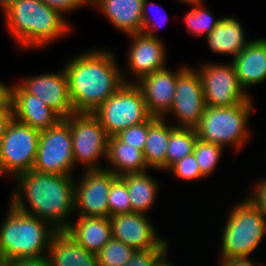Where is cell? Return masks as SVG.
I'll return each instance as SVG.
<instances>
[{
    "mask_svg": "<svg viewBox=\"0 0 266 266\" xmlns=\"http://www.w3.org/2000/svg\"><path fill=\"white\" fill-rule=\"evenodd\" d=\"M6 266H51L47 256L36 259L18 260L7 263Z\"/></svg>",
    "mask_w": 266,
    "mask_h": 266,
    "instance_id": "40",
    "label": "cell"
},
{
    "mask_svg": "<svg viewBox=\"0 0 266 266\" xmlns=\"http://www.w3.org/2000/svg\"><path fill=\"white\" fill-rule=\"evenodd\" d=\"M69 97L75 112H94L124 83L125 78L112 51L91 49L71 58L64 66Z\"/></svg>",
    "mask_w": 266,
    "mask_h": 266,
    "instance_id": "2",
    "label": "cell"
},
{
    "mask_svg": "<svg viewBox=\"0 0 266 266\" xmlns=\"http://www.w3.org/2000/svg\"><path fill=\"white\" fill-rule=\"evenodd\" d=\"M109 215L132 212V204L128 195V189L125 181L118 176L111 185L108 194Z\"/></svg>",
    "mask_w": 266,
    "mask_h": 266,
    "instance_id": "31",
    "label": "cell"
},
{
    "mask_svg": "<svg viewBox=\"0 0 266 266\" xmlns=\"http://www.w3.org/2000/svg\"><path fill=\"white\" fill-rule=\"evenodd\" d=\"M13 117L41 132L54 127L62 118L36 95L28 93L19 83L9 87Z\"/></svg>",
    "mask_w": 266,
    "mask_h": 266,
    "instance_id": "17",
    "label": "cell"
},
{
    "mask_svg": "<svg viewBox=\"0 0 266 266\" xmlns=\"http://www.w3.org/2000/svg\"><path fill=\"white\" fill-rule=\"evenodd\" d=\"M47 257L51 266H99L95 253L88 252L65 231L52 237Z\"/></svg>",
    "mask_w": 266,
    "mask_h": 266,
    "instance_id": "23",
    "label": "cell"
},
{
    "mask_svg": "<svg viewBox=\"0 0 266 266\" xmlns=\"http://www.w3.org/2000/svg\"><path fill=\"white\" fill-rule=\"evenodd\" d=\"M16 0H0V7L2 8V11L4 12L7 10Z\"/></svg>",
    "mask_w": 266,
    "mask_h": 266,
    "instance_id": "43",
    "label": "cell"
},
{
    "mask_svg": "<svg viewBox=\"0 0 266 266\" xmlns=\"http://www.w3.org/2000/svg\"><path fill=\"white\" fill-rule=\"evenodd\" d=\"M175 128L174 124H167L164 118L152 116L148 120V135L143 155L149 169L166 171V149L170 133Z\"/></svg>",
    "mask_w": 266,
    "mask_h": 266,
    "instance_id": "24",
    "label": "cell"
},
{
    "mask_svg": "<svg viewBox=\"0 0 266 266\" xmlns=\"http://www.w3.org/2000/svg\"><path fill=\"white\" fill-rule=\"evenodd\" d=\"M253 111V101L249 97L241 104L233 106H206L198 126L195 128L200 140L225 148L230 146L238 151L249 143L251 132L248 122Z\"/></svg>",
    "mask_w": 266,
    "mask_h": 266,
    "instance_id": "5",
    "label": "cell"
},
{
    "mask_svg": "<svg viewBox=\"0 0 266 266\" xmlns=\"http://www.w3.org/2000/svg\"><path fill=\"white\" fill-rule=\"evenodd\" d=\"M167 252H165L153 266H176L174 263L167 259Z\"/></svg>",
    "mask_w": 266,
    "mask_h": 266,
    "instance_id": "42",
    "label": "cell"
},
{
    "mask_svg": "<svg viewBox=\"0 0 266 266\" xmlns=\"http://www.w3.org/2000/svg\"><path fill=\"white\" fill-rule=\"evenodd\" d=\"M168 171L172 172L179 180L192 181L205 178L197 163L194 153L187 155L178 162L174 163Z\"/></svg>",
    "mask_w": 266,
    "mask_h": 266,
    "instance_id": "32",
    "label": "cell"
},
{
    "mask_svg": "<svg viewBox=\"0 0 266 266\" xmlns=\"http://www.w3.org/2000/svg\"><path fill=\"white\" fill-rule=\"evenodd\" d=\"M169 246H156L147 250L134 251L130 260L123 266H153Z\"/></svg>",
    "mask_w": 266,
    "mask_h": 266,
    "instance_id": "34",
    "label": "cell"
},
{
    "mask_svg": "<svg viewBox=\"0 0 266 266\" xmlns=\"http://www.w3.org/2000/svg\"><path fill=\"white\" fill-rule=\"evenodd\" d=\"M83 172L81 180L75 178V212L79 216L109 218L108 194L118 176L105 168Z\"/></svg>",
    "mask_w": 266,
    "mask_h": 266,
    "instance_id": "13",
    "label": "cell"
},
{
    "mask_svg": "<svg viewBox=\"0 0 266 266\" xmlns=\"http://www.w3.org/2000/svg\"><path fill=\"white\" fill-rule=\"evenodd\" d=\"M198 139L193 128H175L169 137L166 149V171L176 162L194 152Z\"/></svg>",
    "mask_w": 266,
    "mask_h": 266,
    "instance_id": "27",
    "label": "cell"
},
{
    "mask_svg": "<svg viewBox=\"0 0 266 266\" xmlns=\"http://www.w3.org/2000/svg\"><path fill=\"white\" fill-rule=\"evenodd\" d=\"M106 161L112 167L105 169L113 172L116 176L127 173H142L149 169L143 155V151L128 143L120 141L116 136L108 139Z\"/></svg>",
    "mask_w": 266,
    "mask_h": 266,
    "instance_id": "25",
    "label": "cell"
},
{
    "mask_svg": "<svg viewBox=\"0 0 266 266\" xmlns=\"http://www.w3.org/2000/svg\"><path fill=\"white\" fill-rule=\"evenodd\" d=\"M73 176L34 170L21 174L15 178L18 186L11 194L10 204L21 212L43 219L57 231H65L75 211Z\"/></svg>",
    "mask_w": 266,
    "mask_h": 266,
    "instance_id": "1",
    "label": "cell"
},
{
    "mask_svg": "<svg viewBox=\"0 0 266 266\" xmlns=\"http://www.w3.org/2000/svg\"><path fill=\"white\" fill-rule=\"evenodd\" d=\"M134 251L120 240L112 238L96 256L99 266H123L130 260Z\"/></svg>",
    "mask_w": 266,
    "mask_h": 266,
    "instance_id": "29",
    "label": "cell"
},
{
    "mask_svg": "<svg viewBox=\"0 0 266 266\" xmlns=\"http://www.w3.org/2000/svg\"><path fill=\"white\" fill-rule=\"evenodd\" d=\"M65 232L88 252L97 254L112 237L109 218L79 216Z\"/></svg>",
    "mask_w": 266,
    "mask_h": 266,
    "instance_id": "21",
    "label": "cell"
},
{
    "mask_svg": "<svg viewBox=\"0 0 266 266\" xmlns=\"http://www.w3.org/2000/svg\"><path fill=\"white\" fill-rule=\"evenodd\" d=\"M148 214L130 212L110 216L112 237L136 250H147L156 246H169L147 218Z\"/></svg>",
    "mask_w": 266,
    "mask_h": 266,
    "instance_id": "14",
    "label": "cell"
},
{
    "mask_svg": "<svg viewBox=\"0 0 266 266\" xmlns=\"http://www.w3.org/2000/svg\"><path fill=\"white\" fill-rule=\"evenodd\" d=\"M196 70L201 79L206 106L238 105L250 97L238 83L232 62H204Z\"/></svg>",
    "mask_w": 266,
    "mask_h": 266,
    "instance_id": "12",
    "label": "cell"
},
{
    "mask_svg": "<svg viewBox=\"0 0 266 266\" xmlns=\"http://www.w3.org/2000/svg\"><path fill=\"white\" fill-rule=\"evenodd\" d=\"M149 6H153L152 9L154 8L153 10H151V12L157 13L155 8L158 6V4L157 5L155 3L150 4L149 0H143L142 33L147 34V35L152 36V37H158L154 31H156V29H160L162 27L161 25H164L165 23H167L168 16L166 14L164 16H160V18H158L159 21L157 22V20L153 19L155 17L152 18L151 15H148V14H150L148 9H147V8H149ZM161 21L164 24H161L162 23Z\"/></svg>",
    "mask_w": 266,
    "mask_h": 266,
    "instance_id": "35",
    "label": "cell"
},
{
    "mask_svg": "<svg viewBox=\"0 0 266 266\" xmlns=\"http://www.w3.org/2000/svg\"><path fill=\"white\" fill-rule=\"evenodd\" d=\"M131 46L128 49L127 67L138 82L142 77L166 68V47L159 37H152L142 32L129 34Z\"/></svg>",
    "mask_w": 266,
    "mask_h": 266,
    "instance_id": "16",
    "label": "cell"
},
{
    "mask_svg": "<svg viewBox=\"0 0 266 266\" xmlns=\"http://www.w3.org/2000/svg\"><path fill=\"white\" fill-rule=\"evenodd\" d=\"M109 137L130 126L148 121L149 113L141 89L135 83L124 85L92 112Z\"/></svg>",
    "mask_w": 266,
    "mask_h": 266,
    "instance_id": "7",
    "label": "cell"
},
{
    "mask_svg": "<svg viewBox=\"0 0 266 266\" xmlns=\"http://www.w3.org/2000/svg\"><path fill=\"white\" fill-rule=\"evenodd\" d=\"M226 218L220 258L249 257L266 235V217L246 198Z\"/></svg>",
    "mask_w": 266,
    "mask_h": 266,
    "instance_id": "6",
    "label": "cell"
},
{
    "mask_svg": "<svg viewBox=\"0 0 266 266\" xmlns=\"http://www.w3.org/2000/svg\"><path fill=\"white\" fill-rule=\"evenodd\" d=\"M48 6L59 10L63 16L66 13L74 12V10L83 8L85 5L88 7L86 0H41Z\"/></svg>",
    "mask_w": 266,
    "mask_h": 266,
    "instance_id": "37",
    "label": "cell"
},
{
    "mask_svg": "<svg viewBox=\"0 0 266 266\" xmlns=\"http://www.w3.org/2000/svg\"><path fill=\"white\" fill-rule=\"evenodd\" d=\"M91 6L121 32L127 35L142 32L143 0H95Z\"/></svg>",
    "mask_w": 266,
    "mask_h": 266,
    "instance_id": "20",
    "label": "cell"
},
{
    "mask_svg": "<svg viewBox=\"0 0 266 266\" xmlns=\"http://www.w3.org/2000/svg\"><path fill=\"white\" fill-rule=\"evenodd\" d=\"M9 99V86L0 81V107Z\"/></svg>",
    "mask_w": 266,
    "mask_h": 266,
    "instance_id": "41",
    "label": "cell"
},
{
    "mask_svg": "<svg viewBox=\"0 0 266 266\" xmlns=\"http://www.w3.org/2000/svg\"><path fill=\"white\" fill-rule=\"evenodd\" d=\"M246 198L266 217V178L255 182L251 195Z\"/></svg>",
    "mask_w": 266,
    "mask_h": 266,
    "instance_id": "36",
    "label": "cell"
},
{
    "mask_svg": "<svg viewBox=\"0 0 266 266\" xmlns=\"http://www.w3.org/2000/svg\"><path fill=\"white\" fill-rule=\"evenodd\" d=\"M242 23L234 17H221L213 31L206 36V43L215 54L233 55L235 58L253 40H247Z\"/></svg>",
    "mask_w": 266,
    "mask_h": 266,
    "instance_id": "22",
    "label": "cell"
},
{
    "mask_svg": "<svg viewBox=\"0 0 266 266\" xmlns=\"http://www.w3.org/2000/svg\"><path fill=\"white\" fill-rule=\"evenodd\" d=\"M205 108L206 104L198 71L193 67L182 65L177 70L173 104L162 118L171 114L178 121V123H174L175 127L195 129Z\"/></svg>",
    "mask_w": 266,
    "mask_h": 266,
    "instance_id": "11",
    "label": "cell"
},
{
    "mask_svg": "<svg viewBox=\"0 0 266 266\" xmlns=\"http://www.w3.org/2000/svg\"><path fill=\"white\" fill-rule=\"evenodd\" d=\"M0 266H6V263L1 254H0Z\"/></svg>",
    "mask_w": 266,
    "mask_h": 266,
    "instance_id": "45",
    "label": "cell"
},
{
    "mask_svg": "<svg viewBox=\"0 0 266 266\" xmlns=\"http://www.w3.org/2000/svg\"><path fill=\"white\" fill-rule=\"evenodd\" d=\"M70 125L75 166L82 163L83 170H99L97 164L106 158L108 139L106 130L93 113L75 112L64 119Z\"/></svg>",
    "mask_w": 266,
    "mask_h": 266,
    "instance_id": "9",
    "label": "cell"
},
{
    "mask_svg": "<svg viewBox=\"0 0 266 266\" xmlns=\"http://www.w3.org/2000/svg\"><path fill=\"white\" fill-rule=\"evenodd\" d=\"M148 135V121L133 125L127 129L119 132L116 137L131 146L137 147V149L143 151L146 139Z\"/></svg>",
    "mask_w": 266,
    "mask_h": 266,
    "instance_id": "33",
    "label": "cell"
},
{
    "mask_svg": "<svg viewBox=\"0 0 266 266\" xmlns=\"http://www.w3.org/2000/svg\"><path fill=\"white\" fill-rule=\"evenodd\" d=\"M63 14L41 0H16L4 11L6 27L20 48H43L71 30Z\"/></svg>",
    "mask_w": 266,
    "mask_h": 266,
    "instance_id": "3",
    "label": "cell"
},
{
    "mask_svg": "<svg viewBox=\"0 0 266 266\" xmlns=\"http://www.w3.org/2000/svg\"><path fill=\"white\" fill-rule=\"evenodd\" d=\"M223 152L222 146L197 139L193 153L204 177L214 172Z\"/></svg>",
    "mask_w": 266,
    "mask_h": 266,
    "instance_id": "30",
    "label": "cell"
},
{
    "mask_svg": "<svg viewBox=\"0 0 266 266\" xmlns=\"http://www.w3.org/2000/svg\"><path fill=\"white\" fill-rule=\"evenodd\" d=\"M232 59L238 83L249 95L247 88L266 80V37L254 39Z\"/></svg>",
    "mask_w": 266,
    "mask_h": 266,
    "instance_id": "19",
    "label": "cell"
},
{
    "mask_svg": "<svg viewBox=\"0 0 266 266\" xmlns=\"http://www.w3.org/2000/svg\"><path fill=\"white\" fill-rule=\"evenodd\" d=\"M219 266H264L262 263L253 262L251 257H231V258H220Z\"/></svg>",
    "mask_w": 266,
    "mask_h": 266,
    "instance_id": "39",
    "label": "cell"
},
{
    "mask_svg": "<svg viewBox=\"0 0 266 266\" xmlns=\"http://www.w3.org/2000/svg\"><path fill=\"white\" fill-rule=\"evenodd\" d=\"M0 227V254L5 263L47 256L55 230L48 222L9 203Z\"/></svg>",
    "mask_w": 266,
    "mask_h": 266,
    "instance_id": "4",
    "label": "cell"
},
{
    "mask_svg": "<svg viewBox=\"0 0 266 266\" xmlns=\"http://www.w3.org/2000/svg\"><path fill=\"white\" fill-rule=\"evenodd\" d=\"M40 132L14 117L0 140L1 177H17L33 170Z\"/></svg>",
    "mask_w": 266,
    "mask_h": 266,
    "instance_id": "8",
    "label": "cell"
},
{
    "mask_svg": "<svg viewBox=\"0 0 266 266\" xmlns=\"http://www.w3.org/2000/svg\"><path fill=\"white\" fill-rule=\"evenodd\" d=\"M0 177H1V161H0Z\"/></svg>",
    "mask_w": 266,
    "mask_h": 266,
    "instance_id": "47",
    "label": "cell"
},
{
    "mask_svg": "<svg viewBox=\"0 0 266 266\" xmlns=\"http://www.w3.org/2000/svg\"><path fill=\"white\" fill-rule=\"evenodd\" d=\"M13 117L12 107L9 99L0 107V140L2 139L5 129Z\"/></svg>",
    "mask_w": 266,
    "mask_h": 266,
    "instance_id": "38",
    "label": "cell"
},
{
    "mask_svg": "<svg viewBox=\"0 0 266 266\" xmlns=\"http://www.w3.org/2000/svg\"><path fill=\"white\" fill-rule=\"evenodd\" d=\"M95 0H86V2L91 5Z\"/></svg>",
    "mask_w": 266,
    "mask_h": 266,
    "instance_id": "46",
    "label": "cell"
},
{
    "mask_svg": "<svg viewBox=\"0 0 266 266\" xmlns=\"http://www.w3.org/2000/svg\"><path fill=\"white\" fill-rule=\"evenodd\" d=\"M70 125L61 119L41 131L33 170L39 173L72 175L75 170Z\"/></svg>",
    "mask_w": 266,
    "mask_h": 266,
    "instance_id": "10",
    "label": "cell"
},
{
    "mask_svg": "<svg viewBox=\"0 0 266 266\" xmlns=\"http://www.w3.org/2000/svg\"><path fill=\"white\" fill-rule=\"evenodd\" d=\"M126 184L132 204V212L146 214L155 203L159 189L158 181L147 171L142 173H127L120 176Z\"/></svg>",
    "mask_w": 266,
    "mask_h": 266,
    "instance_id": "26",
    "label": "cell"
},
{
    "mask_svg": "<svg viewBox=\"0 0 266 266\" xmlns=\"http://www.w3.org/2000/svg\"><path fill=\"white\" fill-rule=\"evenodd\" d=\"M61 72L28 76L19 83L28 93L36 95L62 119L75 113L69 97L68 78L64 67Z\"/></svg>",
    "mask_w": 266,
    "mask_h": 266,
    "instance_id": "15",
    "label": "cell"
},
{
    "mask_svg": "<svg viewBox=\"0 0 266 266\" xmlns=\"http://www.w3.org/2000/svg\"><path fill=\"white\" fill-rule=\"evenodd\" d=\"M179 1L182 2V3H186V4H191V3L199 2V1H202V0H179Z\"/></svg>",
    "mask_w": 266,
    "mask_h": 266,
    "instance_id": "44",
    "label": "cell"
},
{
    "mask_svg": "<svg viewBox=\"0 0 266 266\" xmlns=\"http://www.w3.org/2000/svg\"><path fill=\"white\" fill-rule=\"evenodd\" d=\"M188 5H192L193 7L183 17V20L187 24V33L198 37H201L204 34L206 37L213 31L221 18L214 20L212 14L207 9H204L205 6L203 5V0Z\"/></svg>",
    "mask_w": 266,
    "mask_h": 266,
    "instance_id": "28",
    "label": "cell"
},
{
    "mask_svg": "<svg viewBox=\"0 0 266 266\" xmlns=\"http://www.w3.org/2000/svg\"><path fill=\"white\" fill-rule=\"evenodd\" d=\"M177 70L164 68L142 77L135 84L141 89L149 113L162 118L174 101Z\"/></svg>",
    "mask_w": 266,
    "mask_h": 266,
    "instance_id": "18",
    "label": "cell"
}]
</instances>
